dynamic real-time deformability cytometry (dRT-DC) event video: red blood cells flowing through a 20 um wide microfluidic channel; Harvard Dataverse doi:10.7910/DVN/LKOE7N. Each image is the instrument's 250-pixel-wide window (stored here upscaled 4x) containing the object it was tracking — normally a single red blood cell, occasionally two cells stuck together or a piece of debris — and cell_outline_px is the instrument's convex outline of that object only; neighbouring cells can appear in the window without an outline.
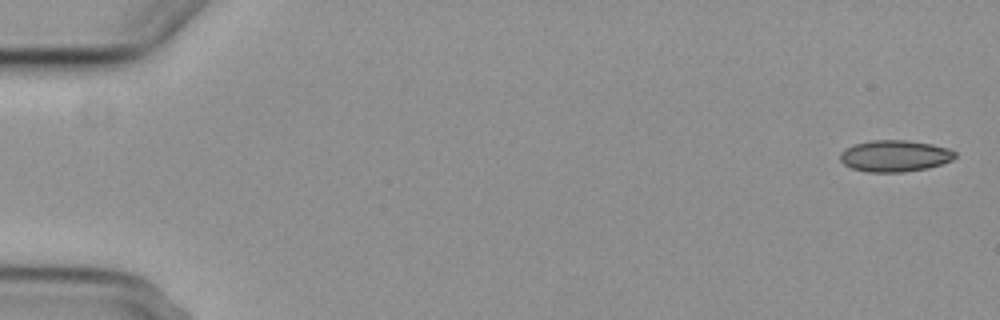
{"species": "common noctule bat (a hibernating species)", "species_latin": "Nyctalus noctula", "temperature_condition": "cold", "stored_images_in_passage": 6, "camera_frame_rate_fps": 3000, "um_per_image_px": 0.085, "animal": {"sex": "female", "body_mass_g": 29.2, "forearm_length_mm": 56.3}, "frame": {"image": 1, "passage_image": 1, "time_ms": 0.0, "image_size_px": [1000, 320], "cell_outline_px": [[956, 156], [952, 160], [928, 168], [900, 172], [868, 172], [852, 168], [844, 164], [840, 160], [840, 152], [844, 148], [856, 144], [872, 140], [904, 140], [932, 144], [948, 148], [956, 152]], "centroid_in_image_um": [76.05, 13.25], "position_along_channel_um": 9.0, "area_um2": 21.04}}
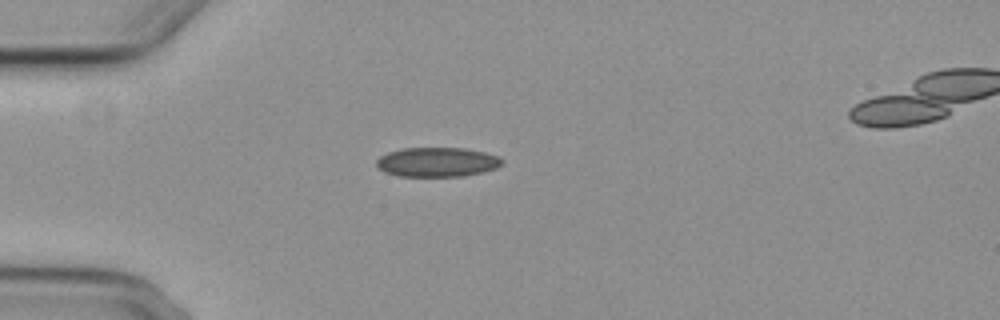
{"frame": {"image": 2, "passage_image": 5, "time_ms": 4.667, "image_size_px": [1000, 320], "cell_outline_px": [[504, 164], [496, 168], [484, 172], [464, 176], [396, 176], [384, 172], [376, 164], [376, 160], [380, 156], [388, 152], [404, 148], [464, 148], [484, 152], [500, 156], [504, 160]], "centroid_in_image_um": [37.2, 13.78], "position_along_channel_um": 47.8, "area_um2": 21.73}}